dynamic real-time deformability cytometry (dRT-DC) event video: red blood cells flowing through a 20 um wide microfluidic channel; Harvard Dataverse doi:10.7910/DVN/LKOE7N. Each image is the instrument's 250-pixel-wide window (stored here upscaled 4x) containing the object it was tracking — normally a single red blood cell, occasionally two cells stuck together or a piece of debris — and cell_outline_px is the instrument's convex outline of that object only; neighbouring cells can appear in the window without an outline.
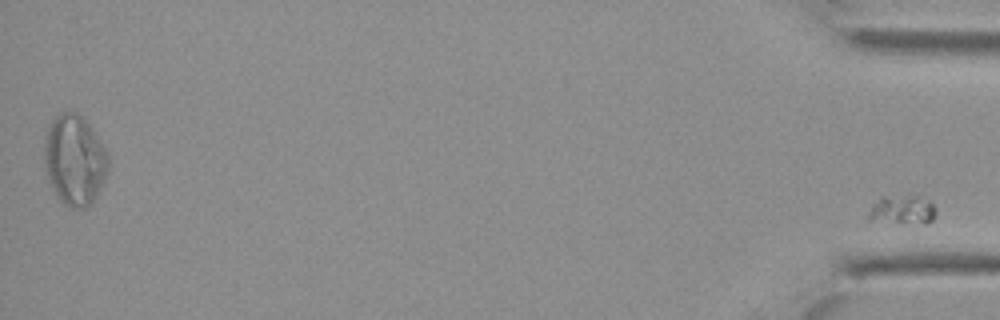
{"species": "Egyptian fruit bat (a non-hibernating species)", "species_latin": "Rousettus aegyptiacus", "temperature_condition": "cold", "stored_images_in_passage": 38, "segment_of_instrument_passage": [2, 2], "camera_frame_rate_fps": 3000, "um_per_image_px": 0.085, "animal": {"sex": "female"}, "frame": {"image": 1, "passage_image": 38, "time_ms": 12.333, "image_size_px": [1000, 320], "cell_outline_px": [[936, 212], [932, 220], [928, 224], [924, 224], [868, 220], [864, 216], [872, 204], [880, 196], [916, 196], [928, 200], [936, 208]], "centroid_in_image_um": [76.65, 17.85], "position_along_channel_um": 358.6, "area_um2": 11.62}}